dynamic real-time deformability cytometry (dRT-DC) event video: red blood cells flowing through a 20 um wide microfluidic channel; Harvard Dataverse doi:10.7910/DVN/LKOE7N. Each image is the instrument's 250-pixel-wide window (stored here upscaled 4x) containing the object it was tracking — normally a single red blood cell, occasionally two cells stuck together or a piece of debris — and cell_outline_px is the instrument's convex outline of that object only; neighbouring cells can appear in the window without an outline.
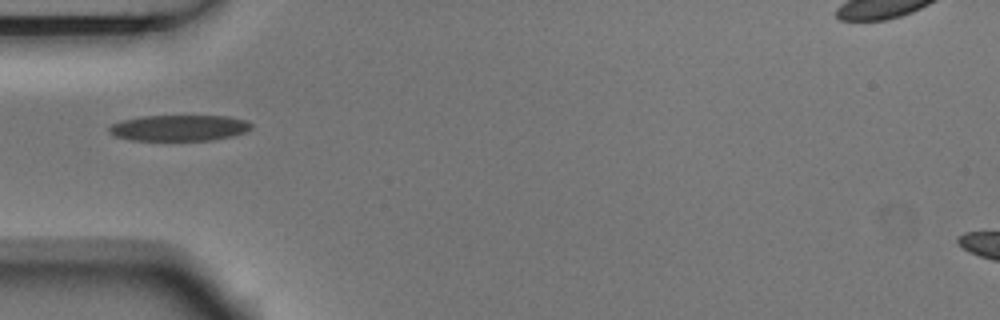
{"species": "Egyptian fruit bat (a non-hibernating species)", "species_latin": "Rousettus aegyptiacus", "temperature_condition": "room temperature", "stored_images_in_passage": 2, "camera_frame_rate_fps": 3000, "um_per_image_px": 0.085, "animal": {"sex": "male"}, "frame": {"image": 1, "passage_image": 2, "time_ms": 0.333, "image_size_px": [1000, 320], "cell_outline_px": [[252, 128], [244, 132], [232, 136], [212, 140], [132, 140], [116, 136], [108, 132], [108, 128], [112, 124], [124, 120], [140, 116], [228, 116], [248, 120], [252, 124]], "centroid_in_image_um": [15.26, 10.87], "position_along_channel_um": 69.7, "area_um2": 21.5}}